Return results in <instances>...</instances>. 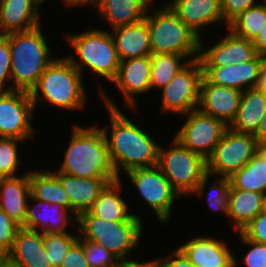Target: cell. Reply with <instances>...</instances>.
Here are the masks:
<instances>
[{"label": "cell", "mask_w": 266, "mask_h": 267, "mask_svg": "<svg viewBox=\"0 0 266 267\" xmlns=\"http://www.w3.org/2000/svg\"><path fill=\"white\" fill-rule=\"evenodd\" d=\"M98 85L95 87L99 88V104L103 105V109L105 107L110 122V126L107 124L108 126L100 128L104 132L110 160L118 178L127 171L157 165L160 147L158 140L123 113L113 97L106 93L103 87L105 85L101 82Z\"/></svg>", "instance_id": "cell-1"}, {"label": "cell", "mask_w": 266, "mask_h": 267, "mask_svg": "<svg viewBox=\"0 0 266 267\" xmlns=\"http://www.w3.org/2000/svg\"><path fill=\"white\" fill-rule=\"evenodd\" d=\"M71 127L68 146L56 170L82 178H118L100 125L83 127L73 122Z\"/></svg>", "instance_id": "cell-2"}, {"label": "cell", "mask_w": 266, "mask_h": 267, "mask_svg": "<svg viewBox=\"0 0 266 267\" xmlns=\"http://www.w3.org/2000/svg\"><path fill=\"white\" fill-rule=\"evenodd\" d=\"M84 78L65 55L55 58L30 92L34 108L44 110L40 106L46 103L59 111H85L88 94Z\"/></svg>", "instance_id": "cell-3"}, {"label": "cell", "mask_w": 266, "mask_h": 267, "mask_svg": "<svg viewBox=\"0 0 266 267\" xmlns=\"http://www.w3.org/2000/svg\"><path fill=\"white\" fill-rule=\"evenodd\" d=\"M9 40L13 90L31 92L55 59L41 24L26 31L4 35Z\"/></svg>", "instance_id": "cell-4"}, {"label": "cell", "mask_w": 266, "mask_h": 267, "mask_svg": "<svg viewBox=\"0 0 266 267\" xmlns=\"http://www.w3.org/2000/svg\"><path fill=\"white\" fill-rule=\"evenodd\" d=\"M82 32L65 34L63 38L69 49L71 47L72 52H75L72 53L74 55L69 53L65 57L82 75L86 70L97 78V82L98 79L99 82L103 79L111 83L117 76L120 59L110 30L92 27Z\"/></svg>", "instance_id": "cell-5"}, {"label": "cell", "mask_w": 266, "mask_h": 267, "mask_svg": "<svg viewBox=\"0 0 266 267\" xmlns=\"http://www.w3.org/2000/svg\"><path fill=\"white\" fill-rule=\"evenodd\" d=\"M142 220L133 215L128 221H105L87 211L78 217L77 228L82 239L102 245L119 261H132L144 234Z\"/></svg>", "instance_id": "cell-6"}, {"label": "cell", "mask_w": 266, "mask_h": 267, "mask_svg": "<svg viewBox=\"0 0 266 267\" xmlns=\"http://www.w3.org/2000/svg\"><path fill=\"white\" fill-rule=\"evenodd\" d=\"M152 53H173L189 61L199 58L200 37L167 4L150 6L145 16Z\"/></svg>", "instance_id": "cell-7"}, {"label": "cell", "mask_w": 266, "mask_h": 267, "mask_svg": "<svg viewBox=\"0 0 266 267\" xmlns=\"http://www.w3.org/2000/svg\"><path fill=\"white\" fill-rule=\"evenodd\" d=\"M159 147L157 166L181 198L189 197L207 173V160L184 147L175 137Z\"/></svg>", "instance_id": "cell-8"}, {"label": "cell", "mask_w": 266, "mask_h": 267, "mask_svg": "<svg viewBox=\"0 0 266 267\" xmlns=\"http://www.w3.org/2000/svg\"><path fill=\"white\" fill-rule=\"evenodd\" d=\"M125 178L137 191L146 206L152 210L156 220L165 226L172 216L173 207L180 194L172 187L168 178L160 168L152 167L136 168L125 173ZM148 204V205H147Z\"/></svg>", "instance_id": "cell-9"}, {"label": "cell", "mask_w": 266, "mask_h": 267, "mask_svg": "<svg viewBox=\"0 0 266 267\" xmlns=\"http://www.w3.org/2000/svg\"><path fill=\"white\" fill-rule=\"evenodd\" d=\"M203 67L200 59L189 61L173 79L159 91L162 115H183L198 109Z\"/></svg>", "instance_id": "cell-10"}, {"label": "cell", "mask_w": 266, "mask_h": 267, "mask_svg": "<svg viewBox=\"0 0 266 267\" xmlns=\"http://www.w3.org/2000/svg\"><path fill=\"white\" fill-rule=\"evenodd\" d=\"M257 144L254 135L239 133L228 127L207 159V173L212 176L230 177L257 153Z\"/></svg>", "instance_id": "cell-11"}, {"label": "cell", "mask_w": 266, "mask_h": 267, "mask_svg": "<svg viewBox=\"0 0 266 267\" xmlns=\"http://www.w3.org/2000/svg\"><path fill=\"white\" fill-rule=\"evenodd\" d=\"M34 104L29 92H0V138L34 140L36 137ZM34 123V125H33Z\"/></svg>", "instance_id": "cell-12"}, {"label": "cell", "mask_w": 266, "mask_h": 267, "mask_svg": "<svg viewBox=\"0 0 266 267\" xmlns=\"http://www.w3.org/2000/svg\"><path fill=\"white\" fill-rule=\"evenodd\" d=\"M182 116L184 123L173 137L184 147L207 160L228 126L222 120L204 114L199 109L180 115Z\"/></svg>", "instance_id": "cell-13"}, {"label": "cell", "mask_w": 266, "mask_h": 267, "mask_svg": "<svg viewBox=\"0 0 266 267\" xmlns=\"http://www.w3.org/2000/svg\"><path fill=\"white\" fill-rule=\"evenodd\" d=\"M225 30V34L219 35L221 39L218 36L219 40H216L215 43L213 39L211 40L213 44L208 43L207 37L200 38L199 59L202 66L222 67L245 63L257 56L252 40L236 35L228 27ZM205 41L207 42L205 43ZM207 44L209 45L207 46Z\"/></svg>", "instance_id": "cell-14"}, {"label": "cell", "mask_w": 266, "mask_h": 267, "mask_svg": "<svg viewBox=\"0 0 266 267\" xmlns=\"http://www.w3.org/2000/svg\"><path fill=\"white\" fill-rule=\"evenodd\" d=\"M150 78V56L120 61L117 76L111 84H113L120 94L123 95L122 107H125L123 110L132 109V113H136L138 111V96L147 95V93L149 95V93H151Z\"/></svg>", "instance_id": "cell-15"}, {"label": "cell", "mask_w": 266, "mask_h": 267, "mask_svg": "<svg viewBox=\"0 0 266 267\" xmlns=\"http://www.w3.org/2000/svg\"><path fill=\"white\" fill-rule=\"evenodd\" d=\"M31 201V202H30ZM74 220V221H73ZM78 217L69 209L57 203L50 204L29 196L24 228L35 230L38 233H73L67 227L77 228ZM71 221V222H70ZM74 222V223H73Z\"/></svg>", "instance_id": "cell-16"}, {"label": "cell", "mask_w": 266, "mask_h": 267, "mask_svg": "<svg viewBox=\"0 0 266 267\" xmlns=\"http://www.w3.org/2000/svg\"><path fill=\"white\" fill-rule=\"evenodd\" d=\"M219 238L202 234L190 237L177 248L195 267H229L234 262V251L225 239Z\"/></svg>", "instance_id": "cell-17"}, {"label": "cell", "mask_w": 266, "mask_h": 267, "mask_svg": "<svg viewBox=\"0 0 266 267\" xmlns=\"http://www.w3.org/2000/svg\"><path fill=\"white\" fill-rule=\"evenodd\" d=\"M166 4L200 38H205V27L210 29L219 23L228 27L223 20L221 0H168Z\"/></svg>", "instance_id": "cell-18"}, {"label": "cell", "mask_w": 266, "mask_h": 267, "mask_svg": "<svg viewBox=\"0 0 266 267\" xmlns=\"http://www.w3.org/2000/svg\"><path fill=\"white\" fill-rule=\"evenodd\" d=\"M242 94L240 90L212 84L203 76L198 109L229 126L237 115Z\"/></svg>", "instance_id": "cell-19"}, {"label": "cell", "mask_w": 266, "mask_h": 267, "mask_svg": "<svg viewBox=\"0 0 266 267\" xmlns=\"http://www.w3.org/2000/svg\"><path fill=\"white\" fill-rule=\"evenodd\" d=\"M263 56L253 60L228 66H202L203 76L212 84H217L240 91L255 88L259 82Z\"/></svg>", "instance_id": "cell-20"}, {"label": "cell", "mask_w": 266, "mask_h": 267, "mask_svg": "<svg viewBox=\"0 0 266 267\" xmlns=\"http://www.w3.org/2000/svg\"><path fill=\"white\" fill-rule=\"evenodd\" d=\"M59 179L70 199V210L79 217L90 211L104 188L119 178H82L51 170Z\"/></svg>", "instance_id": "cell-21"}, {"label": "cell", "mask_w": 266, "mask_h": 267, "mask_svg": "<svg viewBox=\"0 0 266 267\" xmlns=\"http://www.w3.org/2000/svg\"><path fill=\"white\" fill-rule=\"evenodd\" d=\"M6 259L17 267H51L44 246V234L20 227Z\"/></svg>", "instance_id": "cell-22"}, {"label": "cell", "mask_w": 266, "mask_h": 267, "mask_svg": "<svg viewBox=\"0 0 266 267\" xmlns=\"http://www.w3.org/2000/svg\"><path fill=\"white\" fill-rule=\"evenodd\" d=\"M29 196V170L24 171V174L19 176L1 179L0 209L23 228Z\"/></svg>", "instance_id": "cell-23"}, {"label": "cell", "mask_w": 266, "mask_h": 267, "mask_svg": "<svg viewBox=\"0 0 266 267\" xmlns=\"http://www.w3.org/2000/svg\"><path fill=\"white\" fill-rule=\"evenodd\" d=\"M120 61L152 54L146 20L110 30Z\"/></svg>", "instance_id": "cell-24"}, {"label": "cell", "mask_w": 266, "mask_h": 267, "mask_svg": "<svg viewBox=\"0 0 266 267\" xmlns=\"http://www.w3.org/2000/svg\"><path fill=\"white\" fill-rule=\"evenodd\" d=\"M149 7L145 0H97L94 11L112 30L144 20Z\"/></svg>", "instance_id": "cell-25"}, {"label": "cell", "mask_w": 266, "mask_h": 267, "mask_svg": "<svg viewBox=\"0 0 266 267\" xmlns=\"http://www.w3.org/2000/svg\"><path fill=\"white\" fill-rule=\"evenodd\" d=\"M40 13L31 0H0V35L40 25Z\"/></svg>", "instance_id": "cell-26"}, {"label": "cell", "mask_w": 266, "mask_h": 267, "mask_svg": "<svg viewBox=\"0 0 266 267\" xmlns=\"http://www.w3.org/2000/svg\"><path fill=\"white\" fill-rule=\"evenodd\" d=\"M122 182L121 177L119 180L108 184L99 194L90 210L94 216L113 222L128 221L133 215L141 218V215H138L139 213L131 212L128 199L123 194L125 189Z\"/></svg>", "instance_id": "cell-27"}, {"label": "cell", "mask_w": 266, "mask_h": 267, "mask_svg": "<svg viewBox=\"0 0 266 267\" xmlns=\"http://www.w3.org/2000/svg\"><path fill=\"white\" fill-rule=\"evenodd\" d=\"M266 112V92L255 88L243 91L234 121L228 126L233 131L255 135Z\"/></svg>", "instance_id": "cell-28"}, {"label": "cell", "mask_w": 266, "mask_h": 267, "mask_svg": "<svg viewBox=\"0 0 266 267\" xmlns=\"http://www.w3.org/2000/svg\"><path fill=\"white\" fill-rule=\"evenodd\" d=\"M264 195L254 191L229 188L227 223L230 222L234 232H240L261 212Z\"/></svg>", "instance_id": "cell-29"}, {"label": "cell", "mask_w": 266, "mask_h": 267, "mask_svg": "<svg viewBox=\"0 0 266 267\" xmlns=\"http://www.w3.org/2000/svg\"><path fill=\"white\" fill-rule=\"evenodd\" d=\"M30 194L44 202L59 204L70 210V199L58 177L51 171L42 169L29 170Z\"/></svg>", "instance_id": "cell-30"}, {"label": "cell", "mask_w": 266, "mask_h": 267, "mask_svg": "<svg viewBox=\"0 0 266 267\" xmlns=\"http://www.w3.org/2000/svg\"><path fill=\"white\" fill-rule=\"evenodd\" d=\"M210 178H213V180H210ZM229 188V177L212 176L207 174L190 196H195L200 199L206 197V203L208 204L207 206L210 211L219 212L223 216L225 215L224 217L228 218Z\"/></svg>", "instance_id": "cell-31"}, {"label": "cell", "mask_w": 266, "mask_h": 267, "mask_svg": "<svg viewBox=\"0 0 266 267\" xmlns=\"http://www.w3.org/2000/svg\"><path fill=\"white\" fill-rule=\"evenodd\" d=\"M230 188L266 194V161L256 153L251 160L230 177Z\"/></svg>", "instance_id": "cell-32"}, {"label": "cell", "mask_w": 266, "mask_h": 267, "mask_svg": "<svg viewBox=\"0 0 266 267\" xmlns=\"http://www.w3.org/2000/svg\"><path fill=\"white\" fill-rule=\"evenodd\" d=\"M150 62L152 92L166 86L189 60L183 55L173 53H152Z\"/></svg>", "instance_id": "cell-33"}, {"label": "cell", "mask_w": 266, "mask_h": 267, "mask_svg": "<svg viewBox=\"0 0 266 267\" xmlns=\"http://www.w3.org/2000/svg\"><path fill=\"white\" fill-rule=\"evenodd\" d=\"M266 23V0L246 9L228 28L236 35L253 40Z\"/></svg>", "instance_id": "cell-34"}, {"label": "cell", "mask_w": 266, "mask_h": 267, "mask_svg": "<svg viewBox=\"0 0 266 267\" xmlns=\"http://www.w3.org/2000/svg\"><path fill=\"white\" fill-rule=\"evenodd\" d=\"M24 143L26 144L24 140L15 138H0V176L2 178L20 175L17 172L22 170L23 162L20 160L18 145L24 146Z\"/></svg>", "instance_id": "cell-35"}, {"label": "cell", "mask_w": 266, "mask_h": 267, "mask_svg": "<svg viewBox=\"0 0 266 267\" xmlns=\"http://www.w3.org/2000/svg\"><path fill=\"white\" fill-rule=\"evenodd\" d=\"M79 239V233H46L44 234V246L48 254L51 267H61L64 257L70 247Z\"/></svg>", "instance_id": "cell-36"}, {"label": "cell", "mask_w": 266, "mask_h": 267, "mask_svg": "<svg viewBox=\"0 0 266 267\" xmlns=\"http://www.w3.org/2000/svg\"><path fill=\"white\" fill-rule=\"evenodd\" d=\"M83 243L85 258L90 267H115L120 261L109 250L96 242L84 240Z\"/></svg>", "instance_id": "cell-37"}, {"label": "cell", "mask_w": 266, "mask_h": 267, "mask_svg": "<svg viewBox=\"0 0 266 267\" xmlns=\"http://www.w3.org/2000/svg\"><path fill=\"white\" fill-rule=\"evenodd\" d=\"M240 244L247 247L242 255L241 264L246 267H266V245L247 239L241 232H238ZM249 247V249H248Z\"/></svg>", "instance_id": "cell-38"}, {"label": "cell", "mask_w": 266, "mask_h": 267, "mask_svg": "<svg viewBox=\"0 0 266 267\" xmlns=\"http://www.w3.org/2000/svg\"><path fill=\"white\" fill-rule=\"evenodd\" d=\"M12 90L9 40L4 35H0V92Z\"/></svg>", "instance_id": "cell-39"}, {"label": "cell", "mask_w": 266, "mask_h": 267, "mask_svg": "<svg viewBox=\"0 0 266 267\" xmlns=\"http://www.w3.org/2000/svg\"><path fill=\"white\" fill-rule=\"evenodd\" d=\"M19 228L20 226L0 209V251L5 256L12 249Z\"/></svg>", "instance_id": "cell-40"}, {"label": "cell", "mask_w": 266, "mask_h": 267, "mask_svg": "<svg viewBox=\"0 0 266 267\" xmlns=\"http://www.w3.org/2000/svg\"><path fill=\"white\" fill-rule=\"evenodd\" d=\"M261 0H221V10L224 23L229 26L246 9Z\"/></svg>", "instance_id": "cell-41"}, {"label": "cell", "mask_w": 266, "mask_h": 267, "mask_svg": "<svg viewBox=\"0 0 266 267\" xmlns=\"http://www.w3.org/2000/svg\"><path fill=\"white\" fill-rule=\"evenodd\" d=\"M240 232L247 239L266 245V213L260 212Z\"/></svg>", "instance_id": "cell-42"}, {"label": "cell", "mask_w": 266, "mask_h": 267, "mask_svg": "<svg viewBox=\"0 0 266 267\" xmlns=\"http://www.w3.org/2000/svg\"><path fill=\"white\" fill-rule=\"evenodd\" d=\"M61 267H90L85 258L83 243L79 239L70 247Z\"/></svg>", "instance_id": "cell-43"}, {"label": "cell", "mask_w": 266, "mask_h": 267, "mask_svg": "<svg viewBox=\"0 0 266 267\" xmlns=\"http://www.w3.org/2000/svg\"><path fill=\"white\" fill-rule=\"evenodd\" d=\"M169 255V256H168ZM167 256L154 258L156 267H195L189 259L178 249L170 250Z\"/></svg>", "instance_id": "cell-44"}, {"label": "cell", "mask_w": 266, "mask_h": 267, "mask_svg": "<svg viewBox=\"0 0 266 267\" xmlns=\"http://www.w3.org/2000/svg\"><path fill=\"white\" fill-rule=\"evenodd\" d=\"M252 41L255 53L266 57V23L263 25L262 29L258 31V35Z\"/></svg>", "instance_id": "cell-45"}, {"label": "cell", "mask_w": 266, "mask_h": 267, "mask_svg": "<svg viewBox=\"0 0 266 267\" xmlns=\"http://www.w3.org/2000/svg\"><path fill=\"white\" fill-rule=\"evenodd\" d=\"M60 2L63 4L62 7L64 6V7L73 8V9L75 7L77 9L82 7L84 9V7L87 8L88 6V7H92L90 9L94 10L97 0H62Z\"/></svg>", "instance_id": "cell-46"}, {"label": "cell", "mask_w": 266, "mask_h": 267, "mask_svg": "<svg viewBox=\"0 0 266 267\" xmlns=\"http://www.w3.org/2000/svg\"><path fill=\"white\" fill-rule=\"evenodd\" d=\"M134 259L132 261H120L115 267H156L154 260L148 258V260L138 261Z\"/></svg>", "instance_id": "cell-47"}, {"label": "cell", "mask_w": 266, "mask_h": 267, "mask_svg": "<svg viewBox=\"0 0 266 267\" xmlns=\"http://www.w3.org/2000/svg\"><path fill=\"white\" fill-rule=\"evenodd\" d=\"M258 144L266 142V112L261 120L259 129L257 133L254 135Z\"/></svg>", "instance_id": "cell-48"}, {"label": "cell", "mask_w": 266, "mask_h": 267, "mask_svg": "<svg viewBox=\"0 0 266 267\" xmlns=\"http://www.w3.org/2000/svg\"><path fill=\"white\" fill-rule=\"evenodd\" d=\"M257 88L266 92V57H263Z\"/></svg>", "instance_id": "cell-49"}, {"label": "cell", "mask_w": 266, "mask_h": 267, "mask_svg": "<svg viewBox=\"0 0 266 267\" xmlns=\"http://www.w3.org/2000/svg\"><path fill=\"white\" fill-rule=\"evenodd\" d=\"M257 153L266 161V142L257 144Z\"/></svg>", "instance_id": "cell-50"}, {"label": "cell", "mask_w": 266, "mask_h": 267, "mask_svg": "<svg viewBox=\"0 0 266 267\" xmlns=\"http://www.w3.org/2000/svg\"><path fill=\"white\" fill-rule=\"evenodd\" d=\"M0 267H17L16 265L10 263L6 258L0 264Z\"/></svg>", "instance_id": "cell-51"}, {"label": "cell", "mask_w": 266, "mask_h": 267, "mask_svg": "<svg viewBox=\"0 0 266 267\" xmlns=\"http://www.w3.org/2000/svg\"><path fill=\"white\" fill-rule=\"evenodd\" d=\"M36 6L37 8L41 11V6L43 5V3L45 4V1L48 0H31Z\"/></svg>", "instance_id": "cell-52"}, {"label": "cell", "mask_w": 266, "mask_h": 267, "mask_svg": "<svg viewBox=\"0 0 266 267\" xmlns=\"http://www.w3.org/2000/svg\"><path fill=\"white\" fill-rule=\"evenodd\" d=\"M261 212L266 213V194L263 197Z\"/></svg>", "instance_id": "cell-53"}, {"label": "cell", "mask_w": 266, "mask_h": 267, "mask_svg": "<svg viewBox=\"0 0 266 267\" xmlns=\"http://www.w3.org/2000/svg\"><path fill=\"white\" fill-rule=\"evenodd\" d=\"M239 261L240 260H238V258L236 257V255H234V262L229 267H239L238 266L240 264Z\"/></svg>", "instance_id": "cell-54"}, {"label": "cell", "mask_w": 266, "mask_h": 267, "mask_svg": "<svg viewBox=\"0 0 266 267\" xmlns=\"http://www.w3.org/2000/svg\"><path fill=\"white\" fill-rule=\"evenodd\" d=\"M150 6H153L155 2L157 3V0H145ZM155 1V2H154ZM154 3V4H153Z\"/></svg>", "instance_id": "cell-55"}, {"label": "cell", "mask_w": 266, "mask_h": 267, "mask_svg": "<svg viewBox=\"0 0 266 267\" xmlns=\"http://www.w3.org/2000/svg\"><path fill=\"white\" fill-rule=\"evenodd\" d=\"M6 258V256L0 251V264Z\"/></svg>", "instance_id": "cell-56"}]
</instances>
